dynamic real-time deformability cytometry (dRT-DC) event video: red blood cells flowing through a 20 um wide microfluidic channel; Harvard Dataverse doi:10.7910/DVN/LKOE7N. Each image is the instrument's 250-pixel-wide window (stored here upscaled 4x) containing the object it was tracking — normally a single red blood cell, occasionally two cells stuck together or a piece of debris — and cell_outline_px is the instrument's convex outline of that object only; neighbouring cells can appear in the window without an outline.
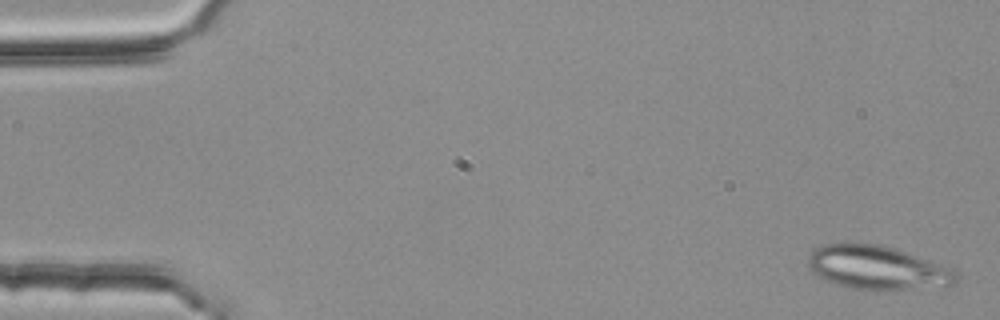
{"species": "common noctule bat (a hibernating species)", "species_latin": "Nyctalus noctula", "temperature_condition": "room temperature", "stored_images_in_passage": 3, "camera_frame_rate_fps": 3000, "um_per_image_px": 0.085, "animal": {"sex": "female", "body_mass_g": 25.1}, "frame": {"image": 1, "passage_image": 1, "time_ms": 0.0, "image_size_px": [1000, 320], "cell_outline_px": [[960, 280], [952, 284], [872, 292], [848, 288], [824, 280], [812, 272], [808, 264], [808, 256], [816, 248], [824, 244], [876, 244], [892, 248], [952, 268], [956, 272]], "centroid_in_image_um": [74.53, 22.79], "position_along_channel_um": 10.5, "area_um2": 37.45}}